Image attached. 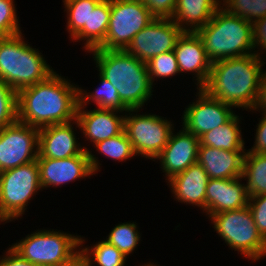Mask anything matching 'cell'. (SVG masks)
I'll use <instances>...</instances> for the list:
<instances>
[{
	"instance_id": "6da1fadb",
	"label": "cell",
	"mask_w": 266,
	"mask_h": 266,
	"mask_svg": "<svg viewBox=\"0 0 266 266\" xmlns=\"http://www.w3.org/2000/svg\"><path fill=\"white\" fill-rule=\"evenodd\" d=\"M79 85L52 73L46 80L17 92V120L35 128L76 119Z\"/></svg>"
},
{
	"instance_id": "7a4b0ae2",
	"label": "cell",
	"mask_w": 266,
	"mask_h": 266,
	"mask_svg": "<svg viewBox=\"0 0 266 266\" xmlns=\"http://www.w3.org/2000/svg\"><path fill=\"white\" fill-rule=\"evenodd\" d=\"M265 61V57L255 53L213 62L203 89L235 110L252 111L258 98Z\"/></svg>"
},
{
	"instance_id": "3957f363",
	"label": "cell",
	"mask_w": 266,
	"mask_h": 266,
	"mask_svg": "<svg viewBox=\"0 0 266 266\" xmlns=\"http://www.w3.org/2000/svg\"><path fill=\"white\" fill-rule=\"evenodd\" d=\"M88 53L93 55L97 71L116 88L128 109L142 110L148 105L155 91L146 62L126 50L94 49Z\"/></svg>"
},
{
	"instance_id": "277c9868",
	"label": "cell",
	"mask_w": 266,
	"mask_h": 266,
	"mask_svg": "<svg viewBox=\"0 0 266 266\" xmlns=\"http://www.w3.org/2000/svg\"><path fill=\"white\" fill-rule=\"evenodd\" d=\"M23 33L0 38V80L16 92L46 80L54 68ZM31 45V46H30Z\"/></svg>"
},
{
	"instance_id": "5b68a950",
	"label": "cell",
	"mask_w": 266,
	"mask_h": 266,
	"mask_svg": "<svg viewBox=\"0 0 266 266\" xmlns=\"http://www.w3.org/2000/svg\"><path fill=\"white\" fill-rule=\"evenodd\" d=\"M196 33L201 38L206 55L212 63L255 54L253 23L228 13L222 7Z\"/></svg>"
},
{
	"instance_id": "8992f818",
	"label": "cell",
	"mask_w": 266,
	"mask_h": 266,
	"mask_svg": "<svg viewBox=\"0 0 266 266\" xmlns=\"http://www.w3.org/2000/svg\"><path fill=\"white\" fill-rule=\"evenodd\" d=\"M80 237L57 229H36L9 246L34 264L64 266L80 255Z\"/></svg>"
},
{
	"instance_id": "52a82bcc",
	"label": "cell",
	"mask_w": 266,
	"mask_h": 266,
	"mask_svg": "<svg viewBox=\"0 0 266 266\" xmlns=\"http://www.w3.org/2000/svg\"><path fill=\"white\" fill-rule=\"evenodd\" d=\"M214 231L229 249L240 252V256L250 263L266 257V241L255 225L249 206L237 210H228L211 215L208 218Z\"/></svg>"
},
{
	"instance_id": "ba28073f",
	"label": "cell",
	"mask_w": 266,
	"mask_h": 266,
	"mask_svg": "<svg viewBox=\"0 0 266 266\" xmlns=\"http://www.w3.org/2000/svg\"><path fill=\"white\" fill-rule=\"evenodd\" d=\"M41 190L37 160L0 172V225L21 220Z\"/></svg>"
},
{
	"instance_id": "9c48e42d",
	"label": "cell",
	"mask_w": 266,
	"mask_h": 266,
	"mask_svg": "<svg viewBox=\"0 0 266 266\" xmlns=\"http://www.w3.org/2000/svg\"><path fill=\"white\" fill-rule=\"evenodd\" d=\"M140 111L129 109L125 113L124 132L136 156L154 161L167 145L174 123L153 113L138 114Z\"/></svg>"
},
{
	"instance_id": "30bf717a",
	"label": "cell",
	"mask_w": 266,
	"mask_h": 266,
	"mask_svg": "<svg viewBox=\"0 0 266 266\" xmlns=\"http://www.w3.org/2000/svg\"><path fill=\"white\" fill-rule=\"evenodd\" d=\"M155 17L139 0H111L109 26L97 49L125 50L133 37Z\"/></svg>"
},
{
	"instance_id": "8fae6325",
	"label": "cell",
	"mask_w": 266,
	"mask_h": 266,
	"mask_svg": "<svg viewBox=\"0 0 266 266\" xmlns=\"http://www.w3.org/2000/svg\"><path fill=\"white\" fill-rule=\"evenodd\" d=\"M40 183L43 190L49 187L61 188L69 182L83 180L100 172L98 156L92 151L64 159L38 157Z\"/></svg>"
},
{
	"instance_id": "7c38bea8",
	"label": "cell",
	"mask_w": 266,
	"mask_h": 266,
	"mask_svg": "<svg viewBox=\"0 0 266 266\" xmlns=\"http://www.w3.org/2000/svg\"><path fill=\"white\" fill-rule=\"evenodd\" d=\"M39 129L20 121L0 128V172L37 160Z\"/></svg>"
},
{
	"instance_id": "4fadbf2b",
	"label": "cell",
	"mask_w": 266,
	"mask_h": 266,
	"mask_svg": "<svg viewBox=\"0 0 266 266\" xmlns=\"http://www.w3.org/2000/svg\"><path fill=\"white\" fill-rule=\"evenodd\" d=\"M195 96L183 111L181 126L198 138L227 123L236 114L234 107L215 99L203 88H198Z\"/></svg>"
},
{
	"instance_id": "5bb4252c",
	"label": "cell",
	"mask_w": 266,
	"mask_h": 266,
	"mask_svg": "<svg viewBox=\"0 0 266 266\" xmlns=\"http://www.w3.org/2000/svg\"><path fill=\"white\" fill-rule=\"evenodd\" d=\"M182 33L171 18H154L133 37L125 50L147 63L154 56L173 51Z\"/></svg>"
},
{
	"instance_id": "9a60e30c",
	"label": "cell",
	"mask_w": 266,
	"mask_h": 266,
	"mask_svg": "<svg viewBox=\"0 0 266 266\" xmlns=\"http://www.w3.org/2000/svg\"><path fill=\"white\" fill-rule=\"evenodd\" d=\"M175 129L171 132L167 145L154 160L160 161L166 182L198 161L199 138L183 126L178 132Z\"/></svg>"
},
{
	"instance_id": "2e32d148",
	"label": "cell",
	"mask_w": 266,
	"mask_h": 266,
	"mask_svg": "<svg viewBox=\"0 0 266 266\" xmlns=\"http://www.w3.org/2000/svg\"><path fill=\"white\" fill-rule=\"evenodd\" d=\"M79 128L77 120L68 123L49 125L39 129L38 157L64 159L90 151L81 145L75 131ZM75 129V130H74ZM78 139V140H77Z\"/></svg>"
},
{
	"instance_id": "e0dca14e",
	"label": "cell",
	"mask_w": 266,
	"mask_h": 266,
	"mask_svg": "<svg viewBox=\"0 0 266 266\" xmlns=\"http://www.w3.org/2000/svg\"><path fill=\"white\" fill-rule=\"evenodd\" d=\"M181 75H193L194 83L203 88L209 78L212 62L207 57L203 42L196 32H183L174 48ZM195 78V79H194Z\"/></svg>"
},
{
	"instance_id": "ac0fdd59",
	"label": "cell",
	"mask_w": 266,
	"mask_h": 266,
	"mask_svg": "<svg viewBox=\"0 0 266 266\" xmlns=\"http://www.w3.org/2000/svg\"><path fill=\"white\" fill-rule=\"evenodd\" d=\"M125 113L115 110L94 108L85 110L78 104L76 120L85 141L92 145L117 136L124 131ZM122 114V115H121Z\"/></svg>"
},
{
	"instance_id": "d6986e66",
	"label": "cell",
	"mask_w": 266,
	"mask_h": 266,
	"mask_svg": "<svg viewBox=\"0 0 266 266\" xmlns=\"http://www.w3.org/2000/svg\"><path fill=\"white\" fill-rule=\"evenodd\" d=\"M243 178H209L206 186V216L228 210H237L248 205L249 196ZM243 183V184H242Z\"/></svg>"
},
{
	"instance_id": "ffe728a7",
	"label": "cell",
	"mask_w": 266,
	"mask_h": 266,
	"mask_svg": "<svg viewBox=\"0 0 266 266\" xmlns=\"http://www.w3.org/2000/svg\"><path fill=\"white\" fill-rule=\"evenodd\" d=\"M209 176L197 162L167 181L174 199L199 208L206 215V186Z\"/></svg>"
},
{
	"instance_id": "44dd1931",
	"label": "cell",
	"mask_w": 266,
	"mask_h": 266,
	"mask_svg": "<svg viewBox=\"0 0 266 266\" xmlns=\"http://www.w3.org/2000/svg\"><path fill=\"white\" fill-rule=\"evenodd\" d=\"M245 152L199 145L197 162L203 167L209 178H237L242 176Z\"/></svg>"
},
{
	"instance_id": "7402d4cb",
	"label": "cell",
	"mask_w": 266,
	"mask_h": 266,
	"mask_svg": "<svg viewBox=\"0 0 266 266\" xmlns=\"http://www.w3.org/2000/svg\"><path fill=\"white\" fill-rule=\"evenodd\" d=\"M221 7V0H177L172 20L183 32H197Z\"/></svg>"
},
{
	"instance_id": "603a6c76",
	"label": "cell",
	"mask_w": 266,
	"mask_h": 266,
	"mask_svg": "<svg viewBox=\"0 0 266 266\" xmlns=\"http://www.w3.org/2000/svg\"><path fill=\"white\" fill-rule=\"evenodd\" d=\"M66 13V30L72 42L83 41V49L88 52V17L90 10L101 0H62Z\"/></svg>"
},
{
	"instance_id": "cb8c5ba5",
	"label": "cell",
	"mask_w": 266,
	"mask_h": 266,
	"mask_svg": "<svg viewBox=\"0 0 266 266\" xmlns=\"http://www.w3.org/2000/svg\"><path fill=\"white\" fill-rule=\"evenodd\" d=\"M242 117L235 114L227 123L203 134L199 138V145L227 151H246L240 125Z\"/></svg>"
},
{
	"instance_id": "d4e9b609",
	"label": "cell",
	"mask_w": 266,
	"mask_h": 266,
	"mask_svg": "<svg viewBox=\"0 0 266 266\" xmlns=\"http://www.w3.org/2000/svg\"><path fill=\"white\" fill-rule=\"evenodd\" d=\"M97 74L100 87L96 86L97 89L95 88L92 92L84 90L82 86L79 87V105L87 108V105L94 103L99 109L127 112L129 109L122 103L116 88L100 73Z\"/></svg>"
},
{
	"instance_id": "484cf974",
	"label": "cell",
	"mask_w": 266,
	"mask_h": 266,
	"mask_svg": "<svg viewBox=\"0 0 266 266\" xmlns=\"http://www.w3.org/2000/svg\"><path fill=\"white\" fill-rule=\"evenodd\" d=\"M84 236L80 237V255L85 259L87 266H126L127 257L115 246L105 240H100L93 245L85 246Z\"/></svg>"
},
{
	"instance_id": "4316f807",
	"label": "cell",
	"mask_w": 266,
	"mask_h": 266,
	"mask_svg": "<svg viewBox=\"0 0 266 266\" xmlns=\"http://www.w3.org/2000/svg\"><path fill=\"white\" fill-rule=\"evenodd\" d=\"M241 177L249 197L266 194V154L245 152Z\"/></svg>"
},
{
	"instance_id": "83f0119b",
	"label": "cell",
	"mask_w": 266,
	"mask_h": 266,
	"mask_svg": "<svg viewBox=\"0 0 266 266\" xmlns=\"http://www.w3.org/2000/svg\"><path fill=\"white\" fill-rule=\"evenodd\" d=\"M111 13V0H101L90 10L88 17V52L97 49L105 40Z\"/></svg>"
},
{
	"instance_id": "f1b7e54d",
	"label": "cell",
	"mask_w": 266,
	"mask_h": 266,
	"mask_svg": "<svg viewBox=\"0 0 266 266\" xmlns=\"http://www.w3.org/2000/svg\"><path fill=\"white\" fill-rule=\"evenodd\" d=\"M138 229L139 226L134 221L118 223L104 240L115 246L128 258L140 244L141 234Z\"/></svg>"
},
{
	"instance_id": "f546056e",
	"label": "cell",
	"mask_w": 266,
	"mask_h": 266,
	"mask_svg": "<svg viewBox=\"0 0 266 266\" xmlns=\"http://www.w3.org/2000/svg\"><path fill=\"white\" fill-rule=\"evenodd\" d=\"M93 147L98 154L105 156L106 159L108 158L118 162H125L137 157L124 131L117 136L94 144Z\"/></svg>"
},
{
	"instance_id": "4dcf8cb0",
	"label": "cell",
	"mask_w": 266,
	"mask_h": 266,
	"mask_svg": "<svg viewBox=\"0 0 266 266\" xmlns=\"http://www.w3.org/2000/svg\"><path fill=\"white\" fill-rule=\"evenodd\" d=\"M221 7L251 23L266 16V0H221Z\"/></svg>"
},
{
	"instance_id": "1f68e13d",
	"label": "cell",
	"mask_w": 266,
	"mask_h": 266,
	"mask_svg": "<svg viewBox=\"0 0 266 266\" xmlns=\"http://www.w3.org/2000/svg\"><path fill=\"white\" fill-rule=\"evenodd\" d=\"M146 64L153 87L156 85L154 81L157 83L158 80L160 81L169 77V79H172L175 75H180L174 50L154 56Z\"/></svg>"
},
{
	"instance_id": "d6a6232c",
	"label": "cell",
	"mask_w": 266,
	"mask_h": 266,
	"mask_svg": "<svg viewBox=\"0 0 266 266\" xmlns=\"http://www.w3.org/2000/svg\"><path fill=\"white\" fill-rule=\"evenodd\" d=\"M15 0H0V38L22 33Z\"/></svg>"
},
{
	"instance_id": "836d02e7",
	"label": "cell",
	"mask_w": 266,
	"mask_h": 266,
	"mask_svg": "<svg viewBox=\"0 0 266 266\" xmlns=\"http://www.w3.org/2000/svg\"><path fill=\"white\" fill-rule=\"evenodd\" d=\"M17 121V92L0 80V128Z\"/></svg>"
},
{
	"instance_id": "e575fe53",
	"label": "cell",
	"mask_w": 266,
	"mask_h": 266,
	"mask_svg": "<svg viewBox=\"0 0 266 266\" xmlns=\"http://www.w3.org/2000/svg\"><path fill=\"white\" fill-rule=\"evenodd\" d=\"M248 206L258 232L266 241V194L249 197Z\"/></svg>"
},
{
	"instance_id": "d590c367",
	"label": "cell",
	"mask_w": 266,
	"mask_h": 266,
	"mask_svg": "<svg viewBox=\"0 0 266 266\" xmlns=\"http://www.w3.org/2000/svg\"><path fill=\"white\" fill-rule=\"evenodd\" d=\"M155 18H172L177 0H139Z\"/></svg>"
},
{
	"instance_id": "8d00e7d4",
	"label": "cell",
	"mask_w": 266,
	"mask_h": 266,
	"mask_svg": "<svg viewBox=\"0 0 266 266\" xmlns=\"http://www.w3.org/2000/svg\"><path fill=\"white\" fill-rule=\"evenodd\" d=\"M260 113L259 122L256 125L255 140L251 149L246 152H254L259 154H266V112L257 111Z\"/></svg>"
},
{
	"instance_id": "74e56055",
	"label": "cell",
	"mask_w": 266,
	"mask_h": 266,
	"mask_svg": "<svg viewBox=\"0 0 266 266\" xmlns=\"http://www.w3.org/2000/svg\"><path fill=\"white\" fill-rule=\"evenodd\" d=\"M253 46L257 55L266 57V16L253 23Z\"/></svg>"
},
{
	"instance_id": "f35d334b",
	"label": "cell",
	"mask_w": 266,
	"mask_h": 266,
	"mask_svg": "<svg viewBox=\"0 0 266 266\" xmlns=\"http://www.w3.org/2000/svg\"><path fill=\"white\" fill-rule=\"evenodd\" d=\"M2 254L4 255L0 257V266H41L22 258L11 247Z\"/></svg>"
},
{
	"instance_id": "ab89813d",
	"label": "cell",
	"mask_w": 266,
	"mask_h": 266,
	"mask_svg": "<svg viewBox=\"0 0 266 266\" xmlns=\"http://www.w3.org/2000/svg\"><path fill=\"white\" fill-rule=\"evenodd\" d=\"M256 111L266 112V70H264L263 75L261 77L259 94L255 104V108L251 112L256 113Z\"/></svg>"
},
{
	"instance_id": "60d3db41",
	"label": "cell",
	"mask_w": 266,
	"mask_h": 266,
	"mask_svg": "<svg viewBox=\"0 0 266 266\" xmlns=\"http://www.w3.org/2000/svg\"><path fill=\"white\" fill-rule=\"evenodd\" d=\"M64 266H87V264L85 262V259L81 255H79L71 263L66 264Z\"/></svg>"
},
{
	"instance_id": "b9f144b4",
	"label": "cell",
	"mask_w": 266,
	"mask_h": 266,
	"mask_svg": "<svg viewBox=\"0 0 266 266\" xmlns=\"http://www.w3.org/2000/svg\"><path fill=\"white\" fill-rule=\"evenodd\" d=\"M139 266H160V264L158 265L157 263L156 264H154V262H148V263H146V264H142V265H139Z\"/></svg>"
}]
</instances>
